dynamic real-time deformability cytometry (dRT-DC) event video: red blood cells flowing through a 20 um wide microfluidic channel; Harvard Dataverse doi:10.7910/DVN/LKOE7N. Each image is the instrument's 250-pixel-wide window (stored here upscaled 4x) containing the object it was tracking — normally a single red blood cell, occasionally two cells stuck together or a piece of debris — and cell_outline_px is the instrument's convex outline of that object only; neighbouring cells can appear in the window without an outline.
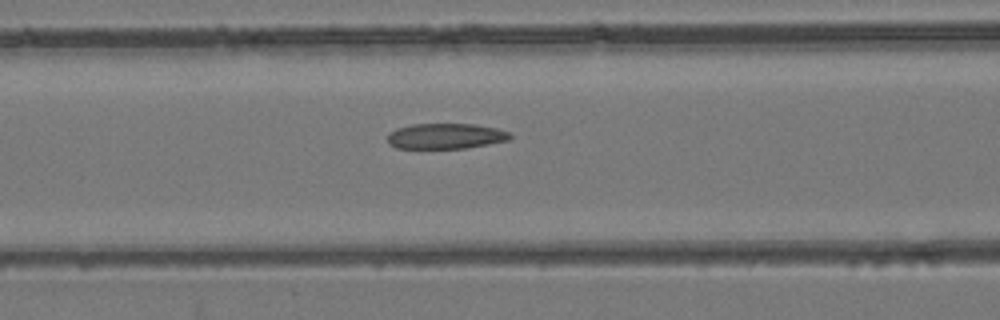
{"species": "common noctule bat (a hibernating species)", "species_latin": "Nyctalus noctula", "temperature_condition": "room temperature", "stored_images_in_passage": 41, "camera_frame_rate_fps": 3000, "um_per_image_px": 0.085, "animal": {"sex": "female", "body_mass_g": 24.6, "forearm_length_mm": 56.2}, "frame": {"image": 1, "passage_image": 13, "time_ms": 4.0, "image_size_px": [1000, 320], "cell_outline_px": [[512, 136], [508, 140], [468, 148], [396, 148], [388, 144], [388, 132], [396, 128], [412, 124], [472, 124], [496, 128], [512, 132]], "centroid_in_image_um": [37.87, 11.57], "position_along_channel_um": 128.7, "area_um2": 18.32}}
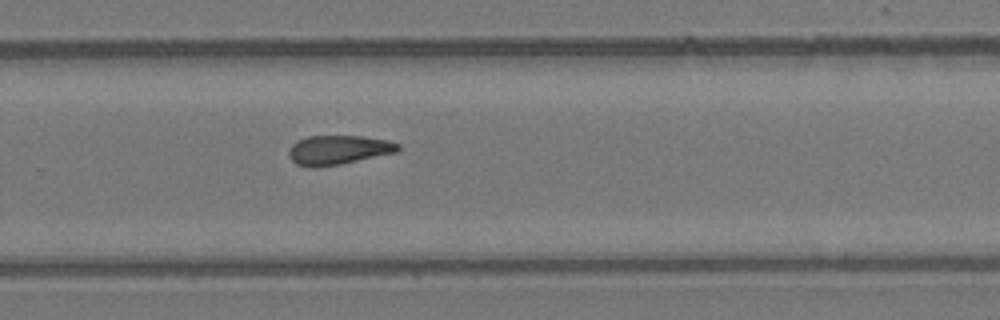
{"frame": {"image": 2, "passage_image": 25, "time_ms": 8.0, "image_size_px": [1000, 320], "cell_outline_px": [[400, 148], [396, 152], [340, 164], [316, 168], [312, 168], [296, 164], [288, 156], [288, 148], [296, 140], [308, 136], [360, 136], [388, 140], [400, 144]], "centroid_in_image_um": [28.7, 12.74], "position_along_channel_um": 301.1, "area_um2": 18.73}}
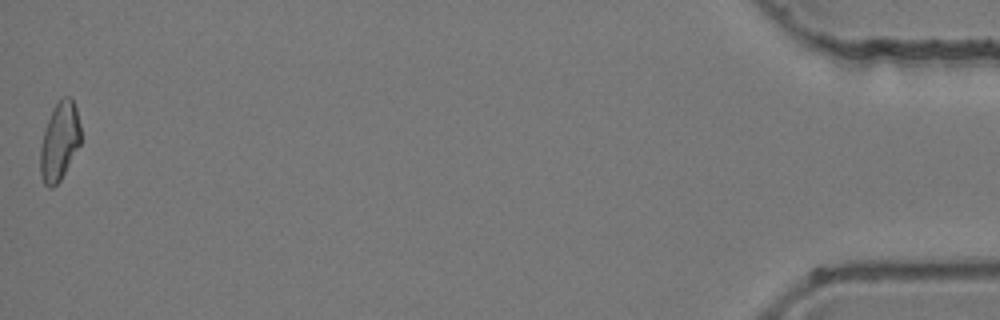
{"frame": {"image": 3, "passage_image": 41, "time_ms": 13.333, "image_size_px": [1000, 320], "cell_outline_px": [[80, 144], [60, 180], [52, 188], [48, 188], [44, 184], [40, 176], [40, 148], [44, 132], [52, 108], [60, 96], [72, 96], [76, 108], [80, 124]], "centroid_in_image_um": [5.05, 11.98], "position_along_channel_um": 430.2, "area_um2": 18.55}}